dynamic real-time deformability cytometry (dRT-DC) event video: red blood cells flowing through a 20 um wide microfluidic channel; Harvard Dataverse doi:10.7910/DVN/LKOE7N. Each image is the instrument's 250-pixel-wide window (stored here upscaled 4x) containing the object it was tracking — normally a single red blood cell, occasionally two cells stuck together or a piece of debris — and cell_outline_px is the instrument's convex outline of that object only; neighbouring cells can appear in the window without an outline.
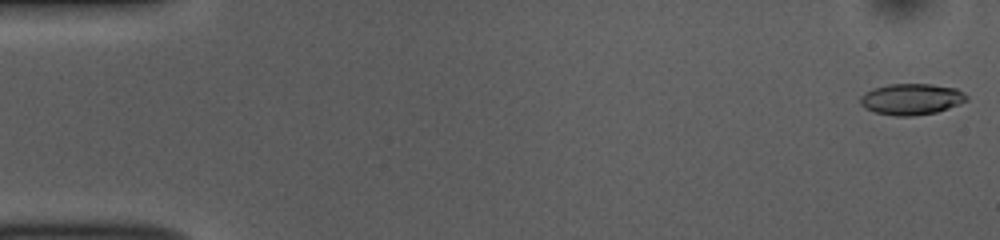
{"species": "common noctule bat (a hibernating species)", "species_latin": "Nyctalus noctula", "temperature_condition": "room temperature", "stored_images_in_passage": 52, "camera_frame_rate_fps": 3000, "um_per_image_px": 0.085, "animal": {"sex": "female", "body_mass_g": 10.0, "forearm_length_mm": 53.1}, "frame": {"image": 1, "passage_image": 1, "time_ms": 0.0, "image_size_px": [1000, 240], "cell_outline_px": [[968, 100], [960, 104], [936, 112], [912, 116], [896, 116], [876, 112], [864, 108], [860, 104], [860, 96], [872, 88], [888, 84], [932, 84], [956, 88], [964, 92], [968, 96]], "centroid_in_image_um": [77.48, 8.42], "position_along_channel_um": 7.5, "area_um2": 19.42}}
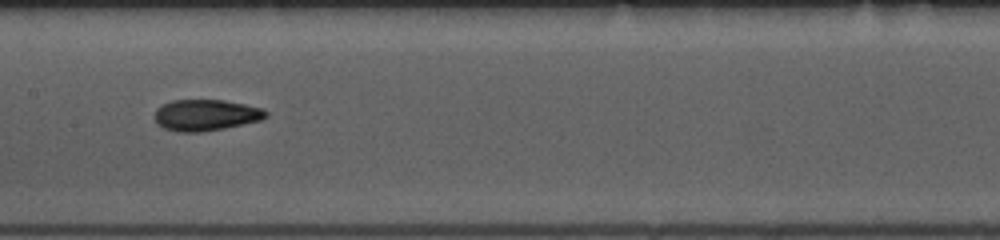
{"frame": {"image": 2, "passage_image": 26, "time_ms": 8.333, "image_size_px": [1000, 240], "cell_outline_px": [[268, 116], [260, 120], [224, 128], [200, 132], [180, 132], [164, 128], [156, 124], [156, 108], [172, 100], [224, 100], [264, 108], [268, 112]], "centroid_in_image_um": [17.51, 9.78], "position_along_channel_um": 189.9, "area_um2": 20.17}}
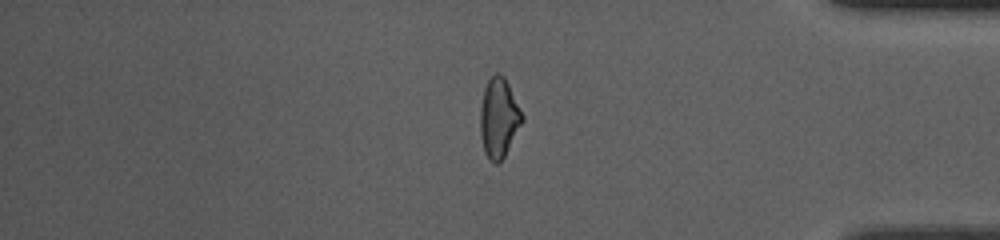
{"frame": {"image": 3, "passage_image": 44, "time_ms": 14.333, "image_size_px": [1000, 240], "cell_outline_px": [[524, 120], [504, 156], [496, 164], [484, 152], [480, 136], [480, 108], [484, 88], [488, 80], [496, 72], [500, 72], [504, 76], [524, 116]], "centroid_in_image_um": [42.4, 9.99], "position_along_channel_um": 392.8, "area_um2": 19.31}, "authors_computed_cell_mechanics": {"area_um2": 19.5653, "velocity_mm_per_s": 3.8144, "shape_relaxation_time_tau1_ms": 10.2019, "shape_relaxation_time_tau2_ms": 2.7924, "deformation_change_tau1": 0.2568, "deformation_change_tau2": 0.0969}}